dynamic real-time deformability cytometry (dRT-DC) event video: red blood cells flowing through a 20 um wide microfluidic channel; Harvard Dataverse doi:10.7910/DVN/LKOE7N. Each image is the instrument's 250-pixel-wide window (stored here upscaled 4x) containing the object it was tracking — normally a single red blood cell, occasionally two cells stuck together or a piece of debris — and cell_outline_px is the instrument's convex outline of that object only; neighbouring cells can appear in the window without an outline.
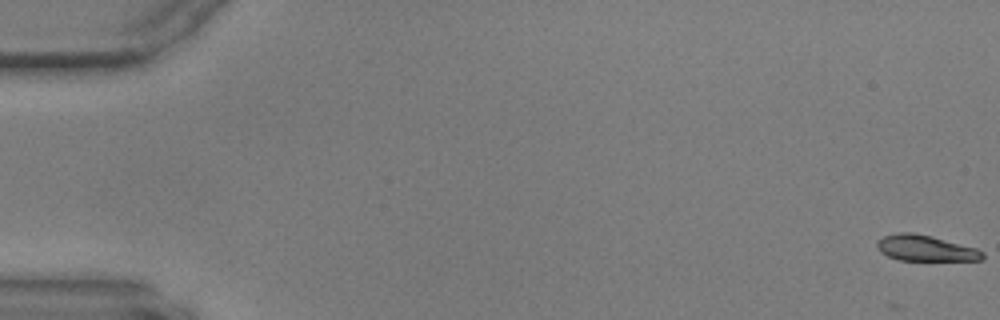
{"species": "common noctule bat (a hibernating species)", "species_latin": "Nyctalus noctula", "temperature_condition": "warm", "stored_images_in_passage": 9, "camera_frame_rate_fps": 3000, "um_per_image_px": 0.085, "animal": {"sex": "male", "body_mass_g": 17.9, "forearm_length_mm": 54.2}, "frame": {"image": 1, "passage_image": 1, "time_ms": 0.0, "image_size_px": [1000, 320], "cell_outline_px": [[984, 256], [980, 260], [900, 260], [888, 256], [880, 252], [876, 248], [876, 240], [884, 236], [896, 232], [912, 232], [932, 236], [976, 248], [984, 252]], "centroid_in_image_um": [78.62, 21.08], "position_along_channel_um": 6.4, "area_um2": 15.95}}